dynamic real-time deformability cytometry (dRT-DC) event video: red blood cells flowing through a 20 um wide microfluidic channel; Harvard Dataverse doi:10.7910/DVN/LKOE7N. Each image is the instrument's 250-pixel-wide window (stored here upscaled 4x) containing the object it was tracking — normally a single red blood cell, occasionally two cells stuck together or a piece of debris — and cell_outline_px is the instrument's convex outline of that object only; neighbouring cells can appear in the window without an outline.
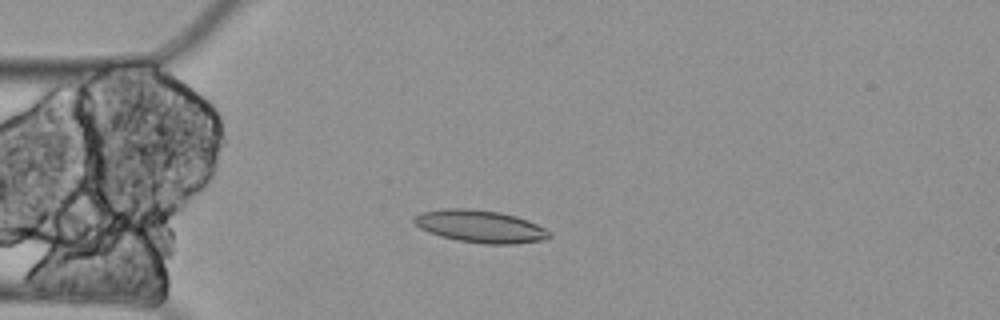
{"species": "Egyptian fruit bat (a non-hibernating species)", "species_latin": "Rousettus aegyptiacus", "temperature_condition": "cold", "stored_images_in_passage": 7, "camera_frame_rate_fps": 3000, "um_per_image_px": 0.085, "animal": {"sex": "female"}, "frame": {"image": 1, "passage_image": 3, "time_ms": 0.667, "image_size_px": [1000, 320], "cell_outline_px": [[552, 236], [548, 240], [516, 244], [484, 244], [456, 240], [440, 236], [428, 232], [420, 228], [412, 220], [412, 216], [424, 212], [444, 208], [464, 208], [500, 212], [516, 216], [528, 220], [552, 232]], "centroid_in_image_um": [40.86, 19.25], "position_along_channel_um": 44.1, "area_um2": 25.84}}
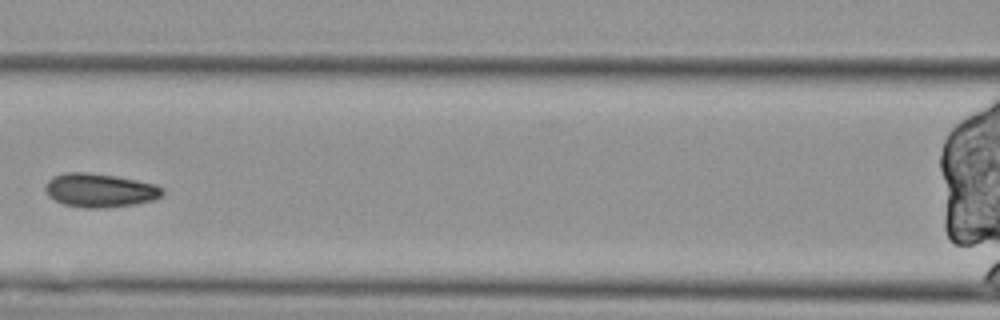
{"frame": {"image": 2, "passage_image": 6, "time_ms": 1.667, "image_size_px": [1000, 320], "cell_outline_px": [[164, 192], [160, 196], [152, 200], [132, 204], [104, 208], [84, 208], [64, 204], [48, 196], [44, 188], [48, 180], [52, 176], [64, 172], [84, 172], [116, 176], [152, 184], [164, 188]], "centroid_in_image_um": [8.43, 16.17], "position_along_channel_um": 158.2, "area_um2": 22.83}}
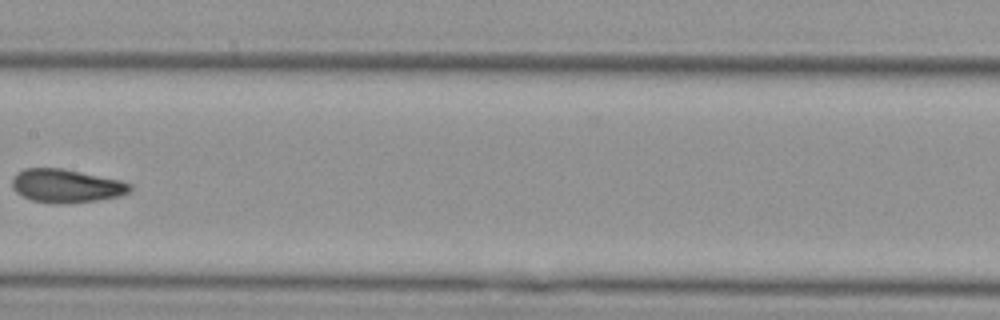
{"frame": {"image": 3, "passage_image": 7, "time_ms": 2.0, "image_size_px": [1000, 320], "cell_outline_px": [[132, 188], [128, 192], [120, 196], [96, 200], [64, 204], [60, 204], [32, 200], [16, 192], [12, 188], [12, 176], [16, 172], [24, 168], [64, 168], [120, 180], [132, 184]], "centroid_in_image_um": [5.61, 15.78], "position_along_channel_um": 201.8, "area_um2": 23.06}}